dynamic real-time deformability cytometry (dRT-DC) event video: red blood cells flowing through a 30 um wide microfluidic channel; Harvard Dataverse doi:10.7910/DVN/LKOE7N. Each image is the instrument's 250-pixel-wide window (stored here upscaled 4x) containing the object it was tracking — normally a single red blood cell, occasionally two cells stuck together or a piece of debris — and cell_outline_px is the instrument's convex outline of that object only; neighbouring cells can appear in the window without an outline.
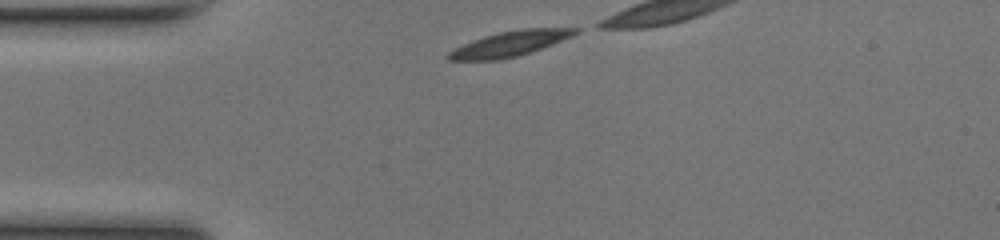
{"species": "common noctule bat (a hibernating species)", "species_latin": "Nyctalus noctula", "temperature_condition": "room temperature", "stored_images_in_passage": 11, "camera_frame_rate_fps": 3000, "um_per_image_px": 0.085, "animal": {"sex": "female", "body_mass_g": 17.0, "forearm_length_mm": 48.0}, "frame": {"image": 1, "passage_image": 1, "time_ms": 0.0, "image_size_px": [1000, 240], "cell_outline_px": [[580, 32], [572, 36], [552, 44], [516, 56], [500, 60], [448, 60], [448, 52], [472, 40], [496, 32], [524, 28], [580, 28]], "centroid_in_image_um": [43.35, 3.7], "position_along_channel_um": 41.7, "area_um2": 18.38}}
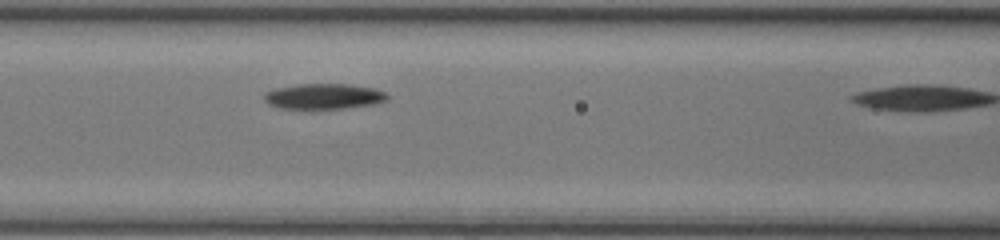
{"frame": {"image": 2, "passage_image": 10, "time_ms": 3.0, "image_size_px": [1000, 240], "cell_outline_px": [[388, 100], [372, 104], [340, 108], [280, 108], [268, 104], [264, 100], [264, 92], [276, 88], [296, 84], [348, 84], [372, 88], [384, 92], [388, 96]], "centroid_in_image_um": [27.47, 8.18], "position_along_channel_um": 139.1, "area_um2": 18.03}}